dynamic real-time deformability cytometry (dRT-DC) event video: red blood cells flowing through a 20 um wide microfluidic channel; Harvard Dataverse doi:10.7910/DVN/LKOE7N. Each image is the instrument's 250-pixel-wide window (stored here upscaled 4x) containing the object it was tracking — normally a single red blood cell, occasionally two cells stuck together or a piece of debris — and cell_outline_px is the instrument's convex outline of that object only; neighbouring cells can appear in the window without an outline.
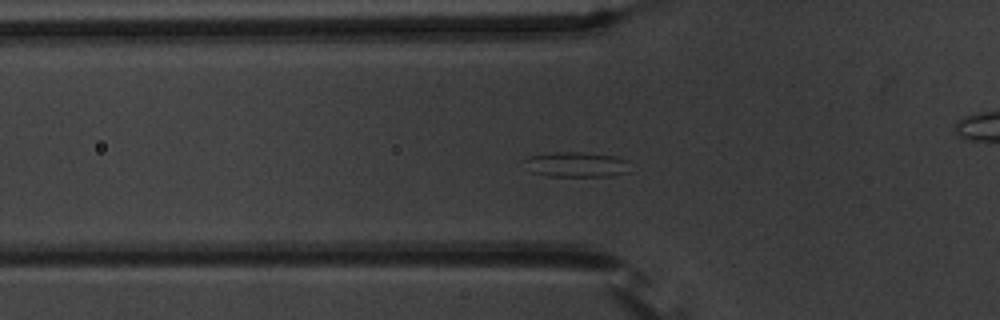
{"species": "common noctule bat (a hibernating species)", "species_latin": "Nyctalus noctula", "temperature_condition": "warm", "stored_images_in_passage": 53, "camera_frame_rate_fps": 3000, "um_per_image_px": 0.085, "animal": {"sex": "male", "body_mass_g": 20.1, "forearm_length_mm": 53.5}, "frame": {"image": 1, "passage_image": 16, "time_ms": 5.0, "image_size_px": [1000, 320], "cell_outline_px": [[628, 172], [612, 176], [548, 176], [528, 172], [524, 160], [528, 156], [556, 152], [580, 152], [612, 156], [628, 160]], "centroid_in_image_um": [48.94, 13.99], "position_along_channel_um": 76.9, "area_um2": 15.49}}
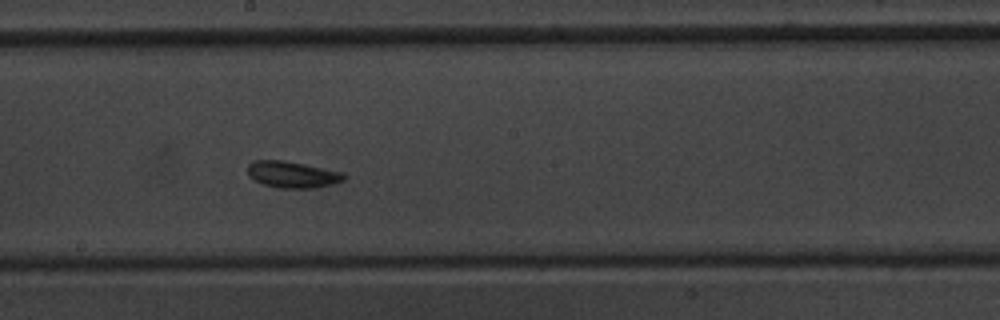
{"frame": {"image": 2, "passage_image": 28, "time_ms": 9.0, "image_size_px": [1000, 320], "cell_outline_px": [[348, 176], [344, 180], [332, 184], [316, 188], [276, 188], [264, 184], [248, 176], [248, 164], [252, 160], [284, 160], [344, 172]], "centroid_in_image_um": [24.87, 14.83], "position_along_channel_um": 223.3, "area_um2": 15.03}}
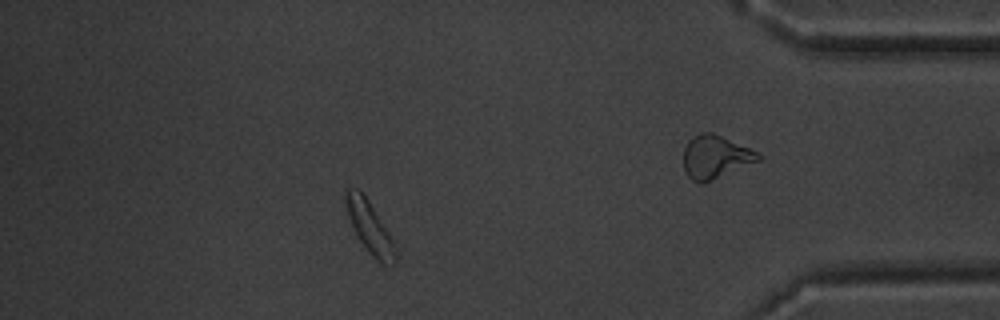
{"frame": {"image": 3, "passage_image": 46, "time_ms": 15.0, "image_size_px": [1000, 320], "cell_outline_px": [[396, 260], [392, 264], [380, 264], [372, 256], [356, 236], [340, 200], [344, 188], [356, 188], [368, 200], [388, 232], [396, 248]], "centroid_in_image_um": [31.31, 19.25], "position_along_channel_um": 403.9, "area_um2": 15.32}, "authors_computed_cell_mechanics": {"area_um2": 15.028, "velocity_mm_per_s": 3.6581, "shape_relaxation_time_tau1_ms": null, "shape_relaxation_time_tau2_ms": 3.0686, "deformation_change_tau1": null, "deformation_change_tau2": 0.0857}}